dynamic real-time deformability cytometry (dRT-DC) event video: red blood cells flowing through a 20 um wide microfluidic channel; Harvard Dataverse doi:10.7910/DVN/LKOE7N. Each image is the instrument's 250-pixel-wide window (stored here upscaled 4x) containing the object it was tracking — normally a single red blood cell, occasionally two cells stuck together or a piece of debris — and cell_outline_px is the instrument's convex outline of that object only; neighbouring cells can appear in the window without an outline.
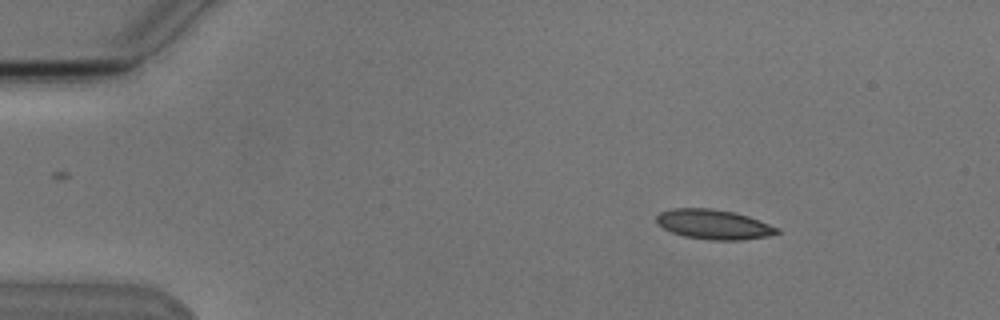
{"species": "Egyptian fruit bat (a non-hibernating species)", "species_latin": "Rousettus aegyptiacus", "temperature_condition": "cold", "stored_images_in_passage": 4, "camera_frame_rate_fps": 3000, "um_per_image_px": 0.085, "animal": {"sex": "male"}, "frame": {"image": 1, "passage_image": 2, "time_ms": 1.0, "image_size_px": [1000, 320], "cell_outline_px": [[780, 232], [768, 236], [740, 240], [712, 240], [684, 236], [672, 232], [656, 224], [656, 216], [660, 212], [672, 208], [708, 208], [732, 212], [748, 216], [780, 228]], "centroid_in_image_um": [60.65, 19.07], "position_along_channel_um": 24.4, "area_um2": 20.81}}